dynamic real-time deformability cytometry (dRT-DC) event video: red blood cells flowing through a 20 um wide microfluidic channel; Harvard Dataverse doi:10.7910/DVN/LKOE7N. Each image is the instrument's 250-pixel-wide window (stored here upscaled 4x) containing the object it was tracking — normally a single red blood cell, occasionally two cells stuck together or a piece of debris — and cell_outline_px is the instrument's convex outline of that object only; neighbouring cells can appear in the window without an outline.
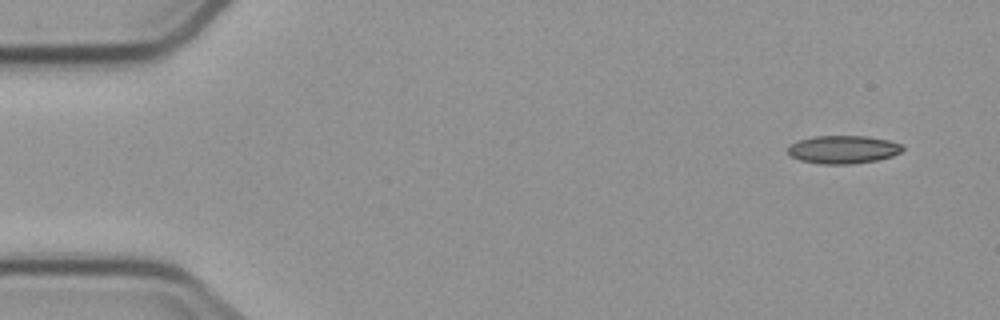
{"species": "common noctule bat (a hibernating species)", "species_latin": "Nyctalus noctula", "temperature_condition": "cold", "stored_images_in_passage": 10, "camera_frame_rate_fps": 3000, "um_per_image_px": 0.085, "animal": {"sex": "male", "body_mass_g": 23.1, "forearm_length_mm": 52.7}, "frame": {"image": 1, "passage_image": 1, "time_ms": 0.0, "image_size_px": [1000, 320], "cell_outline_px": [[904, 148], [900, 152], [892, 156], [876, 160], [852, 164], [820, 164], [800, 160], [792, 156], [788, 152], [788, 144], [796, 140], [816, 136], [868, 136], [888, 140], [900, 144]], "centroid_in_image_um": [71.63, 12.7], "position_along_channel_um": 13.4, "area_um2": 18.79}}
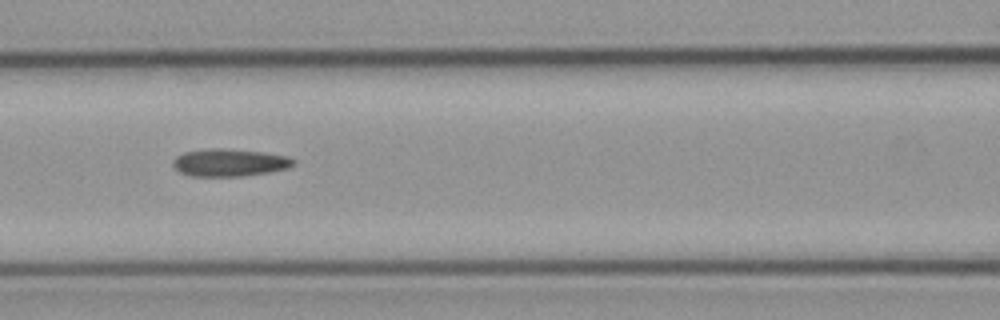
{"frame": {"image": 2, "passage_image": 7, "time_ms": 6.667, "image_size_px": [1000, 320], "cell_outline_px": [[296, 164], [288, 168], [268, 172], [244, 176], [192, 176], [180, 172], [172, 164], [172, 160], [176, 156], [184, 152], [208, 148], [224, 148], [260, 152], [288, 156], [296, 160]], "centroid_in_image_um": [19.51, 13.81], "position_along_channel_um": 147.1, "area_um2": 19.36}}
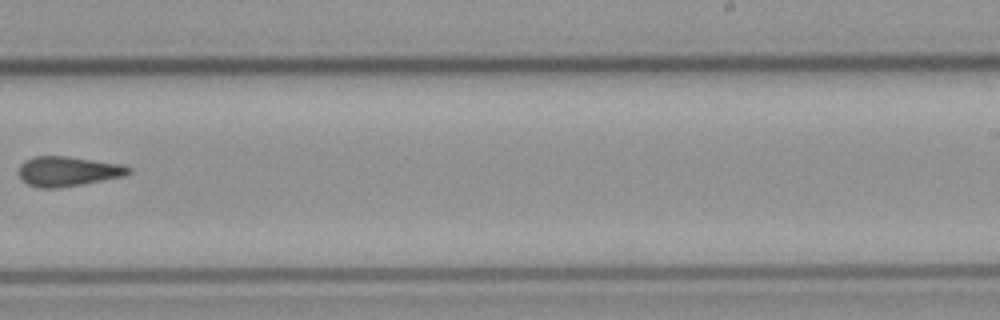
{"frame": {"image": 3, "passage_image": 10, "time_ms": 10.333, "image_size_px": [1000, 320], "cell_outline_px": [[132, 172], [124, 176], [80, 184], [56, 188], [40, 188], [28, 184], [20, 180], [20, 164], [24, 160], [32, 156], [68, 156], [120, 164], [132, 168]], "centroid_in_image_um": [5.75, 14.55], "position_along_channel_um": 283.3, "area_um2": 19.02}}